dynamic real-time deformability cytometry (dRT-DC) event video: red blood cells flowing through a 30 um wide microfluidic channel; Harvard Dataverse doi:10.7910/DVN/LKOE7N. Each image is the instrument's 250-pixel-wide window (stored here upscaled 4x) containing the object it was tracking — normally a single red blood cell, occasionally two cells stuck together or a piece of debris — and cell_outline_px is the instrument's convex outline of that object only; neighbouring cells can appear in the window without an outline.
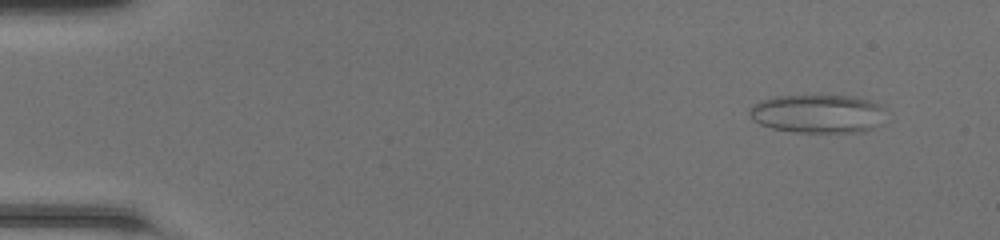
{"species": "common noctule bat (a hibernating species)", "species_latin": "Nyctalus noctula", "temperature_condition": "room temperature", "stored_images_in_passage": 48, "camera_frame_rate_fps": 3000, "um_per_image_px": 0.085, "animal": {"sex": "female", "body_mass_g": 20.0, "forearm_length_mm": 54.0}, "frame": {"image": 1, "passage_image": 4, "time_ms": 1.0, "image_size_px": [1000, 240], "cell_outline_px": [[884, 108], [872, 128], [864, 132], [796, 132], [772, 128], [760, 124], [752, 120], [748, 116], [748, 108], [752, 104], [760, 100], [772, 96], [852, 96], [884, 104]], "centroid_in_image_um": [69.4, 9.65], "position_along_channel_um": 15.6, "area_um2": 30.46}}
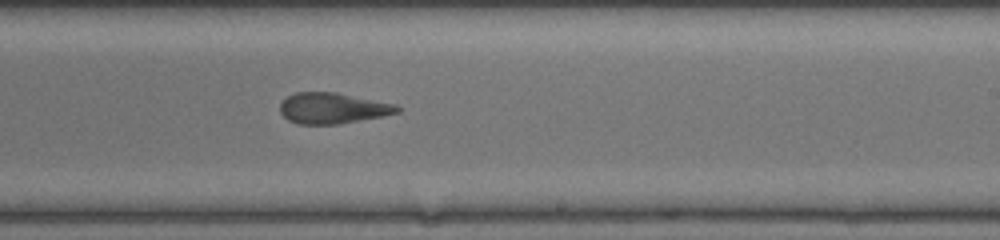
{"frame": {"image": 2, "passage_image": 30, "time_ms": 9.667, "image_size_px": [1000, 240], "cell_outline_px": [[400, 112], [340, 124], [300, 124], [288, 120], [280, 112], [280, 104], [288, 96], [296, 92], [336, 92], [396, 104], [400, 108]], "centroid_in_image_um": [28.27, 9.19], "position_along_channel_um": 260.7, "area_um2": 20.92}}
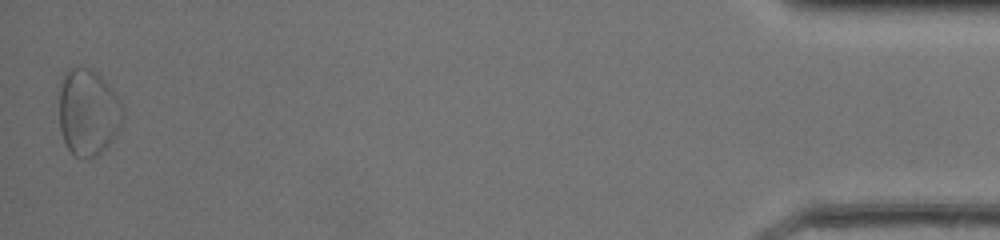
{"frame": {"image": 3, "passage_image": 48, "time_ms": 15.667, "image_size_px": [1000, 240], "cell_outline_px": [[124, 116], [112, 140], [96, 156], [88, 160], [84, 160], [72, 156], [64, 140], [60, 128], [60, 84], [64, 72], [68, 68], [80, 64], [92, 68], [116, 92], [124, 108]], "centroid_in_image_um": [7.48, 9.51], "position_along_channel_um": 427.7, "area_um2": 32.71}, "authors_computed_cell_mechanics": {"area_um2": 23.6691, "velocity_mm_per_s": 4.2709, "shape_relaxation_time_tau1_ms": 7.8379, "shape_relaxation_time_tau2_ms": 2.2795, "deformation_change_tau1": 0.1794, "deformation_change_tau2": 0.1155}}